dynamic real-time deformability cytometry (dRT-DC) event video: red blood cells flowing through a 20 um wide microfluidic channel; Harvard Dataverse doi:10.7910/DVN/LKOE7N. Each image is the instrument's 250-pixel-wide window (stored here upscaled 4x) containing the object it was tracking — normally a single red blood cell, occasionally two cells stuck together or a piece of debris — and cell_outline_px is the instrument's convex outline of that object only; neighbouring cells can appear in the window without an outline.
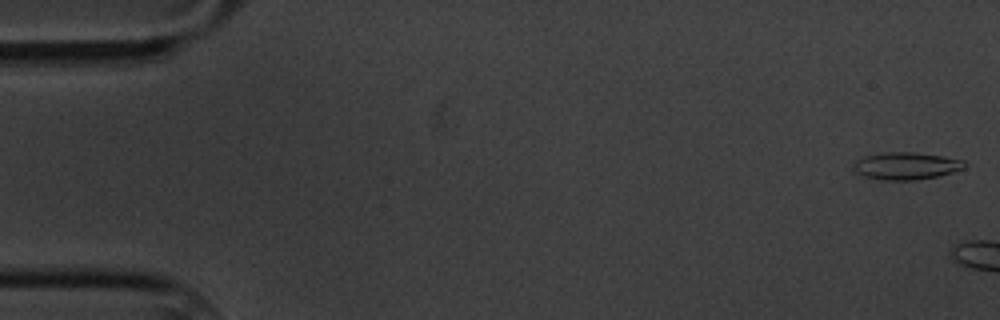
{"species": "common noctule bat (a hibernating species)", "species_latin": "Nyctalus noctula", "temperature_condition": "cold", "stored_images_in_passage": 5, "camera_frame_rate_fps": 3000, "um_per_image_px": 0.085, "animal": {"sex": "male", "body_mass_g": 20.1, "forearm_length_mm": 53.5}, "frame": {"image": 1, "passage_image": 1, "time_ms": 0.0, "image_size_px": [1000, 320], "cell_outline_px": [[968, 164], [964, 168], [952, 172], [936, 176], [916, 180], [880, 180], [864, 176], [852, 172], [852, 168], [856, 160], [864, 156], [884, 152], [912, 152], [944, 156], [964, 160]], "centroid_in_image_um": [76.99, 14.1], "position_along_channel_um": 8.0, "area_um2": 17.86}}